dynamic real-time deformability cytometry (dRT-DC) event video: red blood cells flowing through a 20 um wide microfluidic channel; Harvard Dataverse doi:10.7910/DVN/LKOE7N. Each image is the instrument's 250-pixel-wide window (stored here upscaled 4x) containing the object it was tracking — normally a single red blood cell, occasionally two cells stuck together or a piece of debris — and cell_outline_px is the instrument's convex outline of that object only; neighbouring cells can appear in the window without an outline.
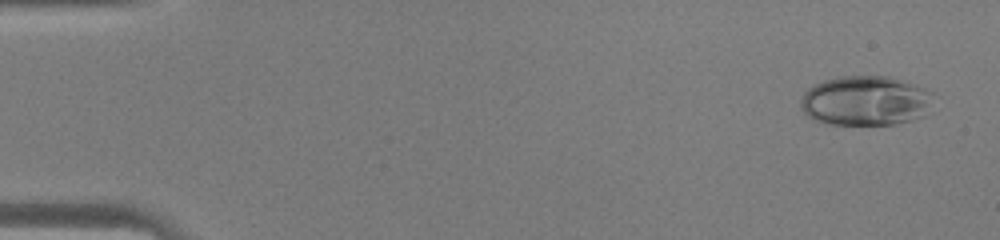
{"species": "human", "species_latin": "Homo sapiens", "temperature_condition": "warm", "stored_images_in_passage": 45, "camera_frame_rate_fps": 3000, "um_per_image_px": 0.085, "donor": {"sex": "male"}, "frame": {"image": 1, "passage_image": 2, "time_ms": 0.333, "image_size_px": [1000, 240], "cell_outline_px": [[932, 92], [924, 116], [912, 120], [892, 124], [828, 124], [816, 120], [808, 116], [800, 108], [800, 100], [804, 92], [808, 88], [824, 80], [836, 76], [888, 76], [924, 88]], "centroid_in_image_um": [73.5, 8.56], "position_along_channel_um": 11.5, "area_um2": 38.15}}
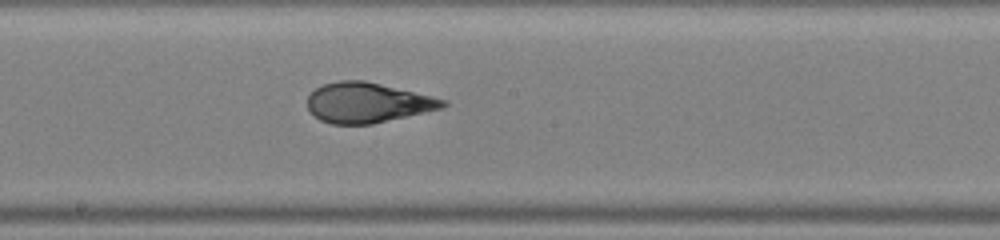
{"frame": {"image": 2, "passage_image": 25, "time_ms": 8.0, "image_size_px": [1000, 240], "cell_outline_px": [[448, 104], [444, 108], [372, 124], [332, 124], [320, 120], [308, 108], [308, 96], [316, 88], [324, 84], [340, 80], [364, 80], [432, 96], [444, 100]], "centroid_in_image_um": [31.24, 8.73], "position_along_channel_um": 217.0, "area_um2": 31.39}}
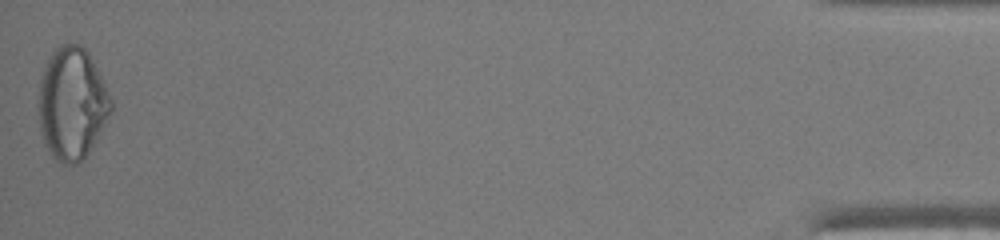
{"frame": {"image": 3, "passage_image": 45, "time_ms": 14.667, "image_size_px": [1000, 240], "cell_outline_px": [[112, 112], [88, 152], [76, 164], [60, 164], [52, 156], [44, 144], [40, 128], [40, 80], [44, 68], [52, 52], [60, 44], [80, 44], [88, 52], [104, 80], [112, 100]], "centroid_in_image_um": [6.14, 8.8], "position_along_channel_um": 429.1, "area_um2": 47.05}}